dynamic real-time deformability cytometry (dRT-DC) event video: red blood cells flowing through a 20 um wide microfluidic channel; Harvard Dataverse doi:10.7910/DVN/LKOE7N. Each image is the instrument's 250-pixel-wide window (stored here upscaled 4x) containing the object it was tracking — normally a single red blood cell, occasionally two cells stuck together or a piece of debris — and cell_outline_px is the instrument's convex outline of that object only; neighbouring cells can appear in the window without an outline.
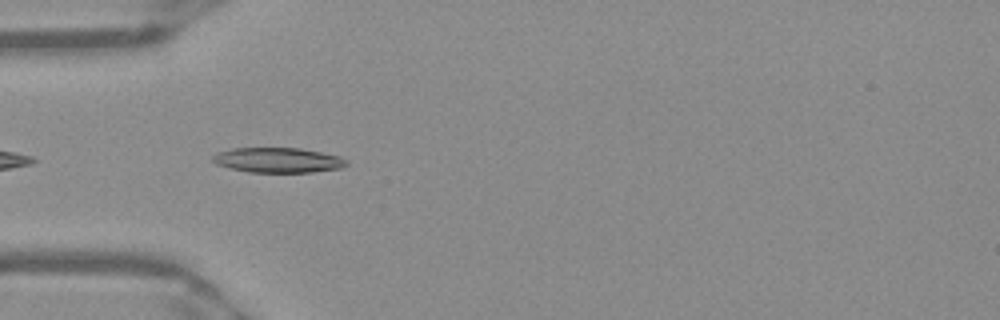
{"species": "Egyptian fruit bat (a non-hibernating species)", "species_latin": "Rousettus aegyptiacus", "temperature_condition": "warm", "stored_images_in_passage": 5, "camera_frame_rate_fps": 3000, "um_per_image_px": 0.085, "frame": {"image": 1, "passage_image": 2, "time_ms": 0.333, "image_size_px": [1000, 320], "cell_outline_px": [[348, 164], [340, 168], [312, 172], [248, 172], [216, 164], [212, 160], [212, 156], [216, 152], [232, 148], [300, 148], [340, 156], [348, 160]], "centroid_in_image_um": [23.62, 13.6], "position_along_channel_um": 61.4, "area_um2": 19.48}}